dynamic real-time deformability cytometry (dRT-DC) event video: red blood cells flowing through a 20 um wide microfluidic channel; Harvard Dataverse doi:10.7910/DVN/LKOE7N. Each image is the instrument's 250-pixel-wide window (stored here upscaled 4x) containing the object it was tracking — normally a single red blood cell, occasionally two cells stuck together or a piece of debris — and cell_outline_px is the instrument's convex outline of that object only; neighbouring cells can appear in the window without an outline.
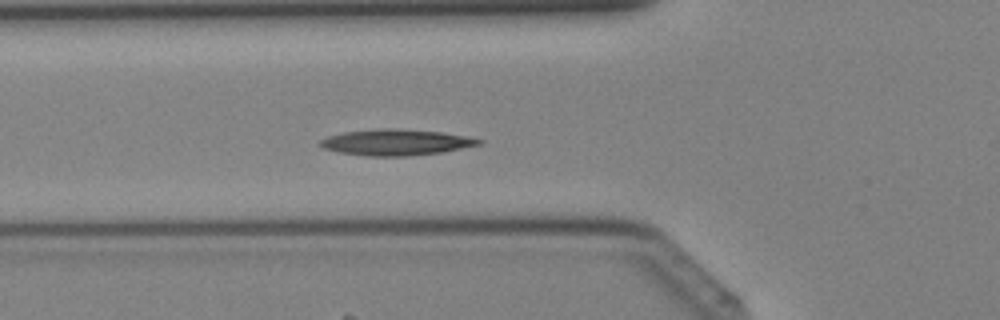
{"species": "Egyptian fruit bat (a non-hibernating species)", "species_latin": "Rousettus aegyptiacus", "temperature_condition": "cold", "stored_images_in_passage": 39, "camera_frame_rate_fps": 3000, "um_per_image_px": 0.085, "animal": {"sex": "female"}, "frame": {"image": 1, "passage_image": 13, "time_ms": 4.0, "image_size_px": [1000, 320], "cell_outline_px": [[484, 140], [480, 144], [440, 152], [408, 156], [364, 156], [340, 152], [324, 148], [320, 144], [320, 140], [328, 136], [344, 132], [388, 128], [440, 132], [464, 136]], "centroid_in_image_um": [33.63, 12.1], "position_along_channel_um": 92.2, "area_um2": 23.52}}
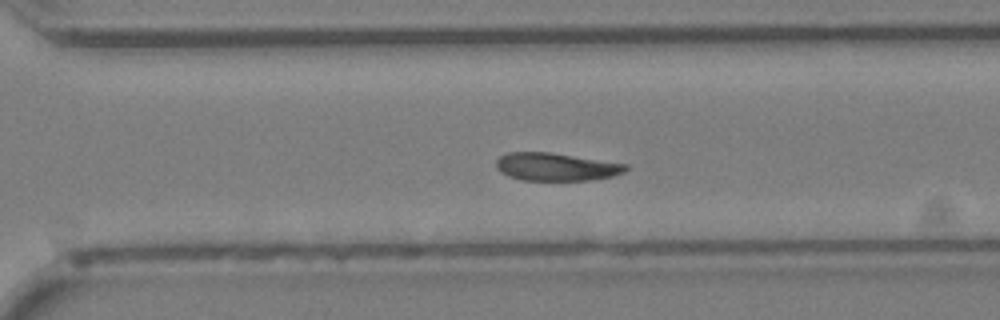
{"frame": {"image": 2, "passage_image": 27, "time_ms": 8.667, "image_size_px": [1000, 320], "cell_outline_px": [[628, 168], [624, 172], [612, 176], [588, 180], [520, 180], [508, 176], [500, 172], [496, 168], [496, 160], [500, 156], [508, 152], [548, 152], [628, 164]], "centroid_in_image_um": [47.23, 14.18], "position_along_channel_um": 323.4, "area_um2": 20.98}}
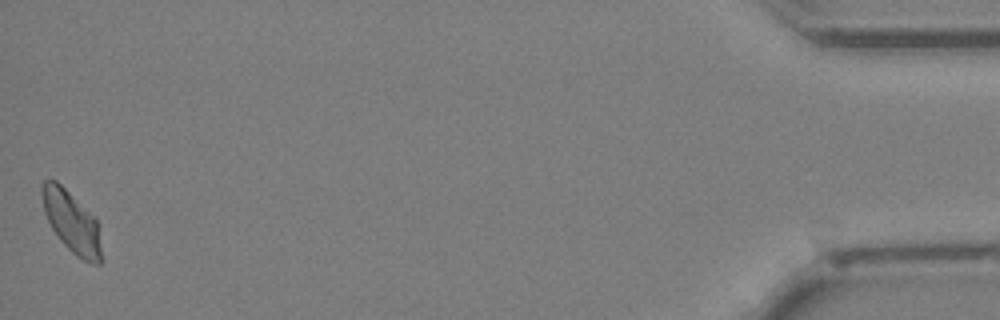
{"frame": {"image": 3, "passage_image": 39, "time_ms": 12.667, "image_size_px": [1000, 320], "cell_outline_px": [[100, 264], [92, 264], [76, 256], [60, 240], [52, 228], [44, 212], [40, 192], [40, 184], [44, 180], [56, 180], [96, 220], [100, 248]], "centroid_in_image_um": [6.02, 18.85], "position_along_channel_um": 429.2, "area_um2": 20.63}}